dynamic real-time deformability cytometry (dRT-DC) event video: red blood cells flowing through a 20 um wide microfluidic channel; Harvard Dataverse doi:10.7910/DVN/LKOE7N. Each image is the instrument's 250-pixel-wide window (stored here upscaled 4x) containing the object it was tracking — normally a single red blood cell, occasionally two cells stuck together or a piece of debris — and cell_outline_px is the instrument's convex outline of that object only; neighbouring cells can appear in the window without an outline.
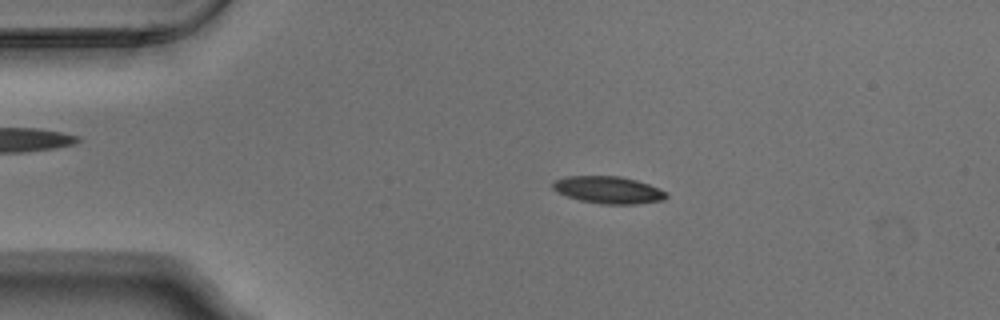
{"species": "Egyptian fruit bat (a non-hibernating species)", "species_latin": "Rousettus aegyptiacus", "temperature_condition": "warm", "stored_images_in_passage": 53, "camera_frame_rate_fps": 3000, "um_per_image_px": 0.085, "animal": {"sex": "male"}, "frame": {"image": 1, "passage_image": 10, "time_ms": 3.0, "image_size_px": [1000, 320], "cell_outline_px": [[668, 196], [664, 200], [636, 204], [600, 204], [580, 200], [556, 192], [552, 188], [552, 184], [556, 180], [564, 176], [620, 176], [636, 180], [648, 184], [668, 192]], "centroid_in_image_um": [51.72, 16.14], "position_along_channel_um": 33.3, "area_um2": 18.03}}
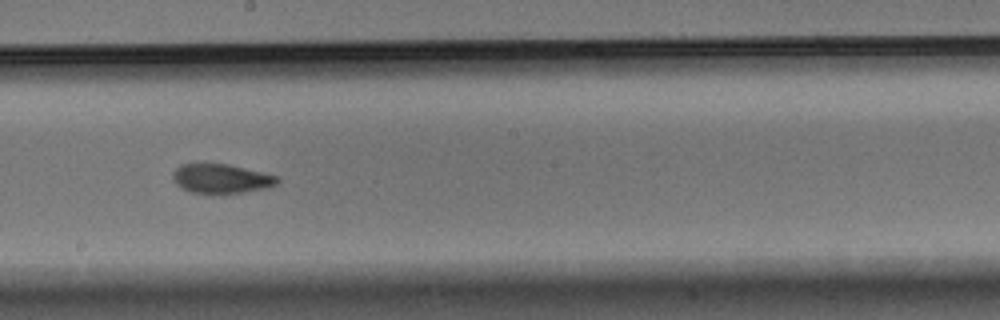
{"frame": {"image": 2, "passage_image": 29, "time_ms": 9.333, "image_size_px": [1000, 320], "cell_outline_px": [[280, 180], [276, 184], [268, 188], [220, 196], [208, 196], [188, 192], [180, 188], [176, 184], [172, 176], [172, 172], [180, 164], [228, 164], [276, 176]], "centroid_in_image_um": [18.74, 15.24], "position_along_channel_um": 229.5, "area_um2": 18.5}}
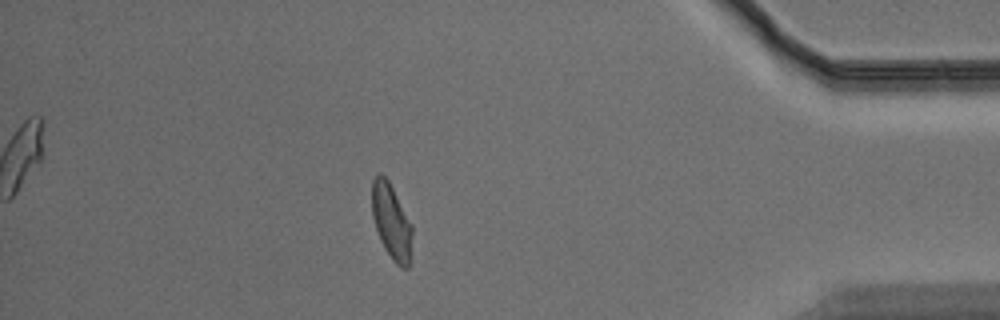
{"frame": {"image": 3, "passage_image": 46, "time_ms": 15.0, "image_size_px": [1000, 320], "cell_outline_px": [[412, 236], [408, 268], [400, 268], [392, 260], [384, 248], [380, 240], [372, 216], [372, 180], [380, 172], [388, 180], [412, 224]], "centroid_in_image_um": [33.26, 18.84], "position_along_channel_um": 401.9, "area_um2": 17.57}, "authors_computed_cell_mechanics": {"area_um2": 18.207, "velocity_mm_per_s": 3.7658, "shape_relaxation_time_tau1_ms": 3.5816, "shape_relaxation_time_tau2_ms": 1.4105, "deformation_change_tau1": 0.161, "deformation_change_tau2": 0.0693}}